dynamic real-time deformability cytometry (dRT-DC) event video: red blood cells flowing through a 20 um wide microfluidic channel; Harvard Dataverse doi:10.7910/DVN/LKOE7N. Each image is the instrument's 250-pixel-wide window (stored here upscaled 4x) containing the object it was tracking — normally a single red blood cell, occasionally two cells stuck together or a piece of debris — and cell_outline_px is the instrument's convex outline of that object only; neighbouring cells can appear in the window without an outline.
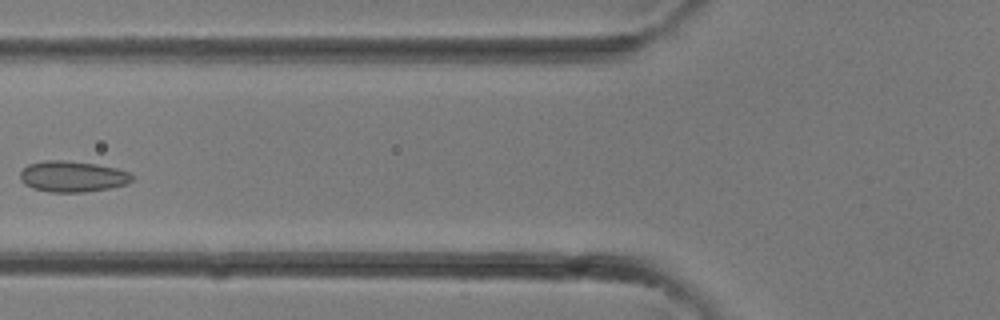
{"species": "common noctule bat (a hibernating species)", "species_latin": "Nyctalus noctula", "temperature_condition": "room temperature", "stored_images_in_passage": 24, "camera_frame_rate_fps": 3000, "um_per_image_px": 0.085, "animal": {"sex": "female"}, "frame": {"image": 1, "passage_image": 9, "time_ms": 2.667, "image_size_px": [1000, 320], "cell_outline_px": [[136, 176], [128, 184], [108, 188], [84, 192], [48, 192], [32, 188], [24, 184], [20, 180], [20, 172], [28, 164], [44, 160], [64, 160], [96, 164], [116, 168], [128, 172]], "centroid_in_image_um": [6.16, 15.0], "position_along_channel_um": 119.6, "area_um2": 20.35}}
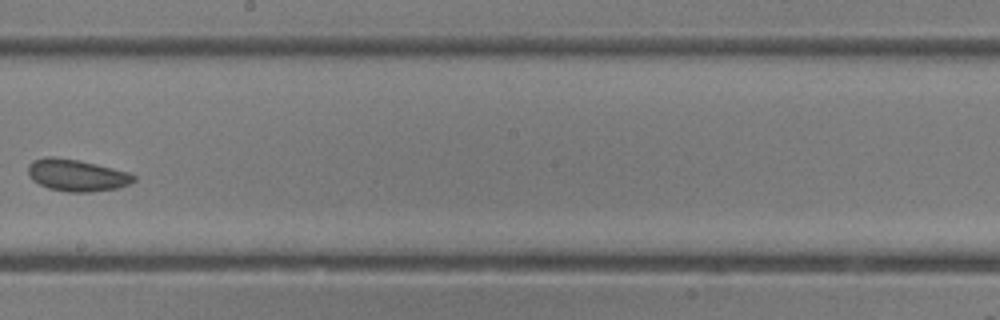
{"frame": {"image": 2, "passage_image": 15, "time_ms": 4.667, "image_size_px": [1000, 320], "cell_outline_px": [[136, 180], [120, 188], [92, 192], [68, 192], [48, 188], [32, 180], [28, 172], [28, 164], [32, 160], [44, 156], [52, 156], [80, 160], [128, 172], [136, 176]], "centroid_in_image_um": [6.51, 14.89], "position_along_channel_um": 241.7, "area_um2": 19.83}}
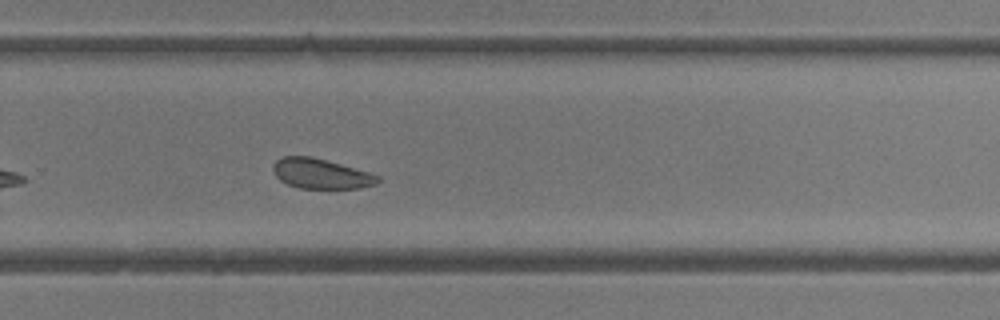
{"frame": {"image": 3, "passage_image": 18, "time_ms": 5.667, "image_size_px": [1000, 320], "cell_outline_px": [[380, 180], [376, 184], [360, 188], [300, 188], [288, 184], [280, 180], [276, 176], [272, 168], [272, 164], [276, 160], [284, 156], [308, 156], [340, 164], [368, 172], [380, 176]], "centroid_in_image_um": [27.26, 14.77], "position_along_channel_um": 302.5, "area_um2": 18.09}}